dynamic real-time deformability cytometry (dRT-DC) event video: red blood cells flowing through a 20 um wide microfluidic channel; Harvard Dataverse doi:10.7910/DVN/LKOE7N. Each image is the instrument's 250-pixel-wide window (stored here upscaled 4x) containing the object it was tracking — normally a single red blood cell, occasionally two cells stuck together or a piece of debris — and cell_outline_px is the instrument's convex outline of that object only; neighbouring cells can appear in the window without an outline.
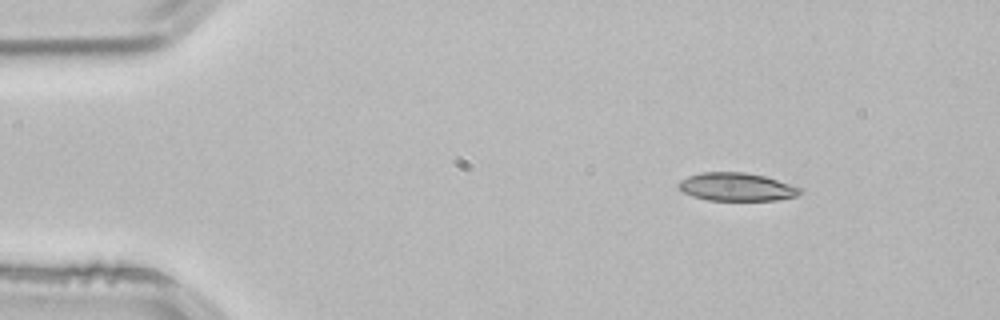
{"species": "common noctule bat (a hibernating species)", "species_latin": "Nyctalus noctula", "temperature_condition": "room temperature", "stored_images_in_passage": 3, "camera_frame_rate_fps": 3000, "um_per_image_px": 0.085, "animal": {"sex": "male", "body_mass_g": 21.5, "forearm_length_mm": 52.0}, "frame": {"image": 1, "passage_image": 1, "time_ms": 0.0, "image_size_px": [1000, 320], "cell_outline_px": [[804, 188], [796, 196], [776, 200], [708, 200], [692, 196], [684, 192], [676, 184], [680, 180], [688, 176], [700, 172], [744, 172], [764, 176]], "centroid_in_image_um": [62.6, 15.88], "position_along_channel_um": 22.4, "area_um2": 19.88}}
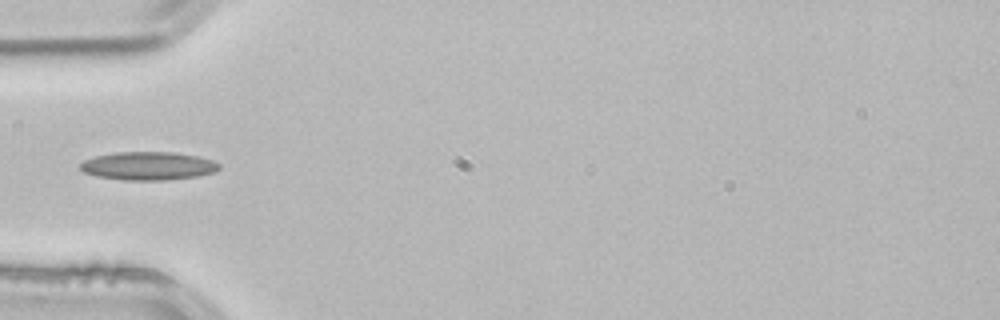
{"frame": {"image": 2, "passage_image": 3, "time_ms": 0.667, "image_size_px": [1000, 320], "cell_outline_px": [[220, 168], [216, 172], [196, 176], [164, 180], [120, 180], [96, 176], [84, 172], [80, 168], [80, 164], [84, 160], [96, 156], [116, 152], [172, 152], [196, 156], [212, 160], [220, 164]], "centroid_in_image_um": [12.59, 14.1], "position_along_channel_um": 72.4, "area_um2": 22.83}}